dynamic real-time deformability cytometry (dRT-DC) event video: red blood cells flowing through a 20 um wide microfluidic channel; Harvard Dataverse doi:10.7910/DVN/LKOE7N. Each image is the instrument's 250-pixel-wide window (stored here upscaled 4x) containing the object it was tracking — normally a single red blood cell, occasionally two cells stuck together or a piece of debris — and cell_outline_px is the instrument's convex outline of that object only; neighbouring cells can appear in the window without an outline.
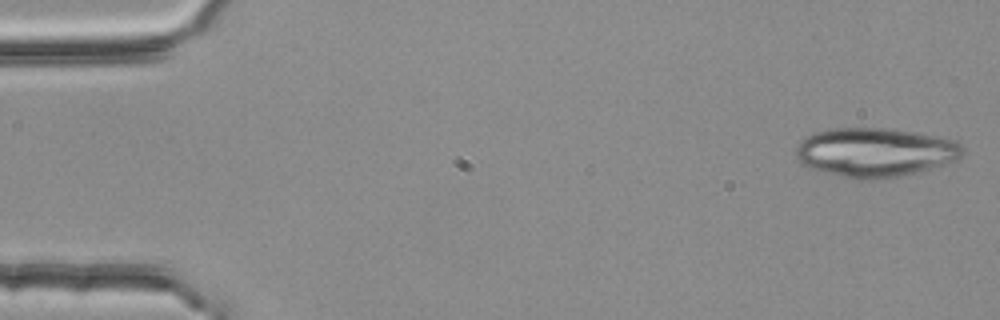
{"species": "common noctule bat (a hibernating species)", "species_latin": "Nyctalus noctula", "temperature_condition": "room temperature", "stored_images_in_passage": 3, "camera_frame_rate_fps": 3000, "um_per_image_px": 0.085, "animal": {"sex": "female", "body_mass_g": 25.1}, "frame": {"image": 1, "passage_image": 1, "time_ms": 0.0, "image_size_px": [1000, 320], "cell_outline_px": [[964, 152], [956, 160], [916, 172], [876, 180], [856, 180], [824, 172], [812, 168], [804, 164], [796, 156], [796, 148], [800, 140], [812, 132], [832, 128], [888, 128], [916, 132], [940, 136], [956, 140], [964, 148]], "centroid_in_image_um": [74.38, 12.93], "position_along_channel_um": 10.6, "area_um2": 47.8}}